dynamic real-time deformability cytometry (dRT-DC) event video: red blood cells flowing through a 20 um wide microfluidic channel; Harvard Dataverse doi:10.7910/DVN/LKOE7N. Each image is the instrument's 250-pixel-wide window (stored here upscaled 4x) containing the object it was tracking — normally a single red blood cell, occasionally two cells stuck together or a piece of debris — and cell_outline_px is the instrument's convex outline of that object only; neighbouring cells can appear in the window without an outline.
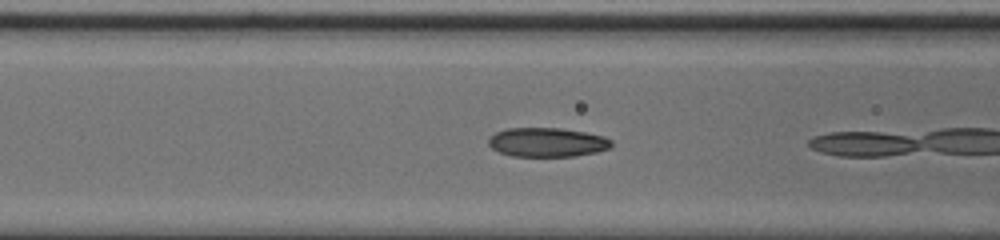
{"species": "common noctule bat (a hibernating species)", "species_latin": "Nyctalus noctula", "temperature_condition": "cold", "stored_images_in_passage": 10, "camera_frame_rate_fps": 3000, "um_per_image_px": 0.085, "animal": {"sex": "male", "body_mass_g": 20.0, "forearm_length_mm": 53.3}, "frame": {"image": 1, "passage_image": 5, "time_ms": 1.333, "image_size_px": [1000, 240], "cell_outline_px": [[612, 144], [608, 148], [596, 152], [576, 156], [512, 156], [500, 152], [492, 148], [488, 144], [488, 140], [496, 132], [508, 128], [560, 128], [584, 132], [604, 136], [612, 140]], "centroid_in_image_um": [46.51, 12.09], "position_along_channel_um": 120.1, "area_um2": 20.75}}
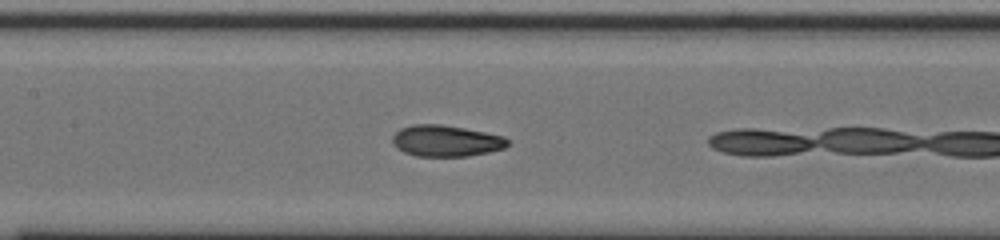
{"frame": {"image": 2, "passage_image": 9, "time_ms": 2.667, "image_size_px": [1000, 240], "cell_outline_px": [[512, 140], [504, 148], [488, 152], [468, 156], [416, 156], [404, 152], [396, 148], [392, 140], [392, 136], [400, 128], [412, 124], [440, 124], [464, 128], [504, 136]], "centroid_in_image_um": [37.91, 11.97], "position_along_channel_um": 169.5, "area_um2": 21.1}}